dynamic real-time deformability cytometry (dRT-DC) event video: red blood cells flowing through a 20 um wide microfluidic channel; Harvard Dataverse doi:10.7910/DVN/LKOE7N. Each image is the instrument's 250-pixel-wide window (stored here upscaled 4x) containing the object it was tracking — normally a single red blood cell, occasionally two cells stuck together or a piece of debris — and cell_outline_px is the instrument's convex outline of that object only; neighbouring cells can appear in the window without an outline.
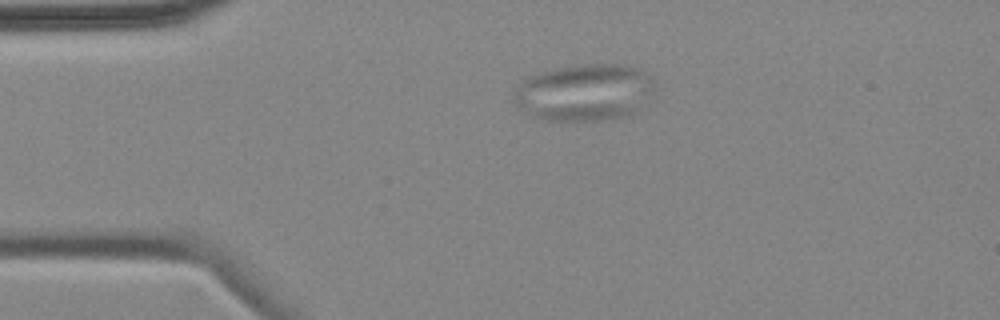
{"species": "common noctule bat (a hibernating species)", "species_latin": "Nyctalus noctula", "temperature_condition": "cold", "stored_images_in_passage": 2, "camera_frame_rate_fps": 3000, "um_per_image_px": 0.085, "animal": {"sex": "female", "body_mass_g": 18.4}, "frame": {"image": 1, "passage_image": 1, "time_ms": 0.0, "image_size_px": [1000, 320], "cell_outline_px": [[656, 88], [648, 104], [632, 116], [604, 120], [544, 120], [532, 116], [516, 108], [512, 100], [516, 84], [524, 76], [556, 68], [580, 64], [620, 64], [636, 68], [644, 72], [656, 84]], "centroid_in_image_um": [49.67, 7.87], "position_along_channel_um": 35.3, "area_um2": 48.03}}